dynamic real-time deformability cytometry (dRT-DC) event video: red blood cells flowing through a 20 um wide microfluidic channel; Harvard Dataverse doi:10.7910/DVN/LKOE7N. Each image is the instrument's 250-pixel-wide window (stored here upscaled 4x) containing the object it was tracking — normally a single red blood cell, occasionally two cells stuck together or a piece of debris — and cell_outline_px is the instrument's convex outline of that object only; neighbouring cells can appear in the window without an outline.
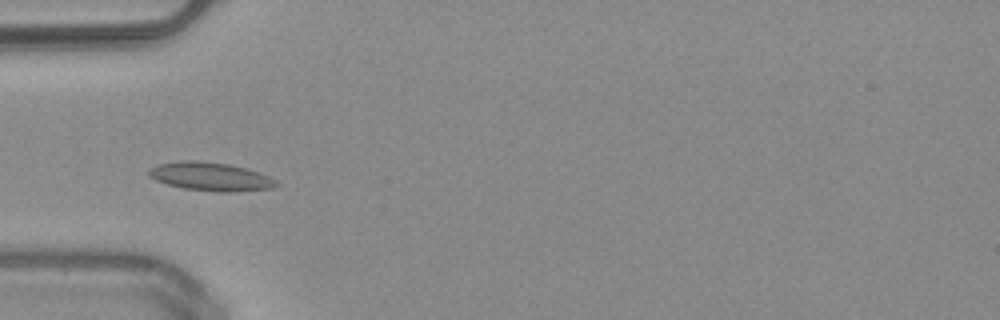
{"species": "common noctule bat (a hibernating species)", "species_latin": "Nyctalus noctula", "temperature_condition": "warm", "stored_images_in_passage": 49, "camera_frame_rate_fps": 3000, "um_per_image_px": 0.085, "animal": {"sex": "male", "body_mass_g": 20.4}, "frame": {"image": 1, "passage_image": 15, "time_ms": 4.667, "image_size_px": [1000, 320], "cell_outline_px": [[280, 184], [272, 188], [232, 192], [220, 192], [184, 188], [168, 184], [156, 180], [148, 176], [148, 168], [160, 164], [180, 160], [196, 160], [228, 164], [260, 172], [276, 180]], "centroid_in_image_um": [17.89, 15.0], "position_along_channel_um": 67.1, "area_um2": 21.1}, "authors_computed_cell_mechanics": {"area_um2": 18.496, "velocity_mm_per_s": 4.0118, "shape_relaxation_time_tau1_ms": 5.3268, "shape_relaxation_time_tau2_ms": null, "deformation_change_tau1": 0.0877, "deformation_change_tau2": null}}